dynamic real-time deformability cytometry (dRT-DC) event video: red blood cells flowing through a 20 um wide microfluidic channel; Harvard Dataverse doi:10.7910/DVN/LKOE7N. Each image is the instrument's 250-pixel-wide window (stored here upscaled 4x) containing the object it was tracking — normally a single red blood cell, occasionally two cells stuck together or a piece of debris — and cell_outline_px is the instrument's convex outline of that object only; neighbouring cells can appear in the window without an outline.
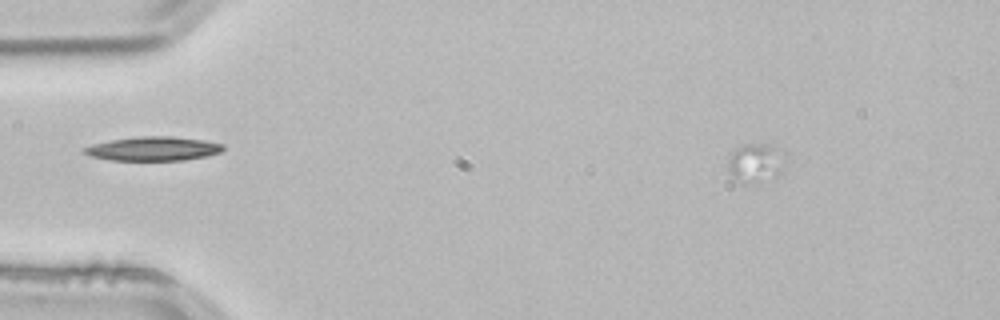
{"species": "common noctule bat (a hibernating species)", "species_latin": "Nyctalus noctula", "temperature_condition": "room temperature", "stored_images_in_passage": 16, "camera_frame_rate_fps": 3000, "um_per_image_px": 0.085, "animal": {"sex": "male", "body_mass_g": 21.5, "forearm_length_mm": 52.0}, "frame": {"image": 1, "passage_image": 1, "time_ms": 0.0, "image_size_px": [1000, 320], "cell_outline_px": [[788, 156], [780, 172], [776, 176], [756, 180], [752, 180], [732, 176], [728, 168], [728, 160], [732, 152], [736, 148], [744, 144], [768, 144], [776, 148]], "centroid_in_image_um": [64.28, 13.74], "position_along_channel_um": 20.7, "area_um2": 12.25}}
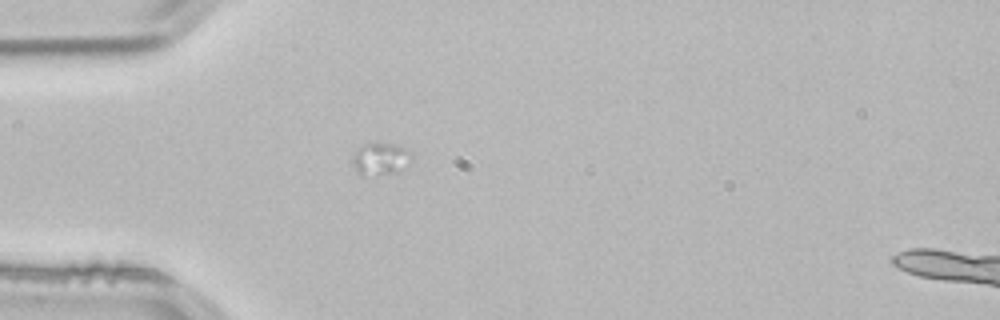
{"frame": {"image": 2, "passage_image": 10, "time_ms": 3.0, "image_size_px": [1000, 320], "cell_outline_px": [[412, 160], [392, 172], [360, 176], [356, 172], [352, 164], [352, 152], [364, 144], [396, 144], [412, 152]], "centroid_in_image_um": [32.27, 13.49], "position_along_channel_um": 52.7, "area_um2": 10.87}}